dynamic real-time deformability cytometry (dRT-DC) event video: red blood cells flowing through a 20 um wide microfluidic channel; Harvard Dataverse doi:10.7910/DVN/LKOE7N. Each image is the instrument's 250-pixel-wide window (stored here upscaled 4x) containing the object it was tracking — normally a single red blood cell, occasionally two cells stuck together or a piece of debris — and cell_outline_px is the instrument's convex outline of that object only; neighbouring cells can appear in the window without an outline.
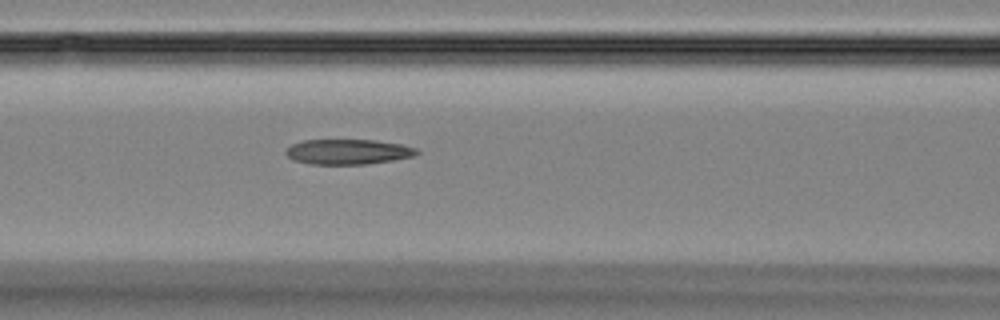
{"species": "Egyptian fruit bat (a non-hibernating species)", "species_latin": "Rousettus aegyptiacus", "temperature_condition": "room temperature", "stored_images_in_passage": 31, "camera_frame_rate_fps": 3000, "um_per_image_px": 0.085, "animal": {"sex": "female"}, "frame": {"image": 1, "passage_image": 6, "time_ms": 1.667, "image_size_px": [1000, 320], "cell_outline_px": [[420, 152], [412, 156], [392, 160], [368, 164], [312, 164], [292, 160], [284, 152], [292, 144], [304, 140], [376, 140], [400, 144], [416, 148]], "centroid_in_image_um": [29.56, 12.9], "position_along_channel_um": 137.0, "area_um2": 19.07}}
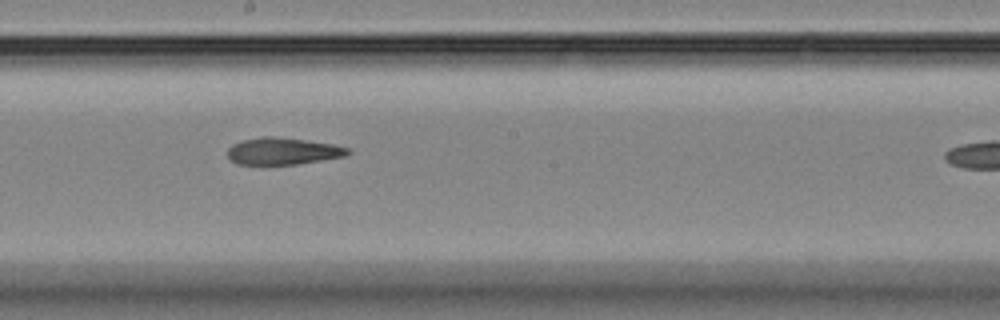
{"frame": {"image": 2, "passage_image": 13, "time_ms": 4.0, "image_size_px": [1000, 320], "cell_outline_px": [[352, 152], [344, 156], [296, 164], [236, 164], [228, 160], [228, 148], [232, 144], [244, 140], [264, 136], [276, 136], [332, 144], [348, 148]], "centroid_in_image_um": [24.0, 12.85], "position_along_channel_um": 224.2, "area_um2": 18.73}}
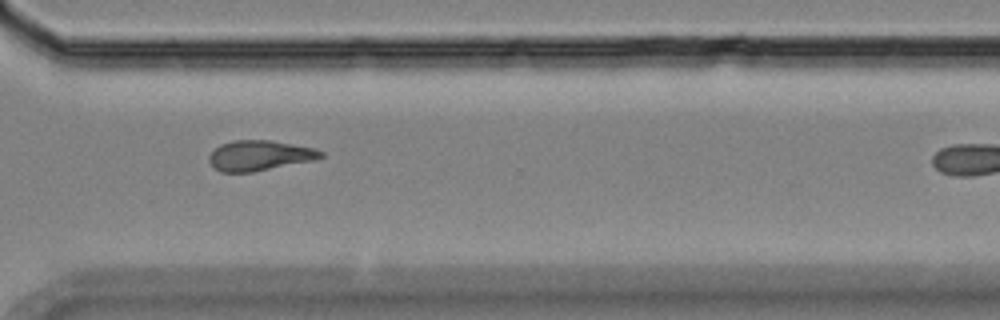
{"frame": {"image": 3, "passage_image": 23, "time_ms": 7.333, "image_size_px": [1000, 320], "cell_outline_px": [[324, 156], [316, 160], [252, 172], [220, 172], [208, 160], [208, 156], [220, 144], [232, 140], [272, 140], [316, 148], [324, 152]], "centroid_in_image_um": [22.1, 13.21], "position_along_channel_um": 348.5, "area_um2": 19.83}}